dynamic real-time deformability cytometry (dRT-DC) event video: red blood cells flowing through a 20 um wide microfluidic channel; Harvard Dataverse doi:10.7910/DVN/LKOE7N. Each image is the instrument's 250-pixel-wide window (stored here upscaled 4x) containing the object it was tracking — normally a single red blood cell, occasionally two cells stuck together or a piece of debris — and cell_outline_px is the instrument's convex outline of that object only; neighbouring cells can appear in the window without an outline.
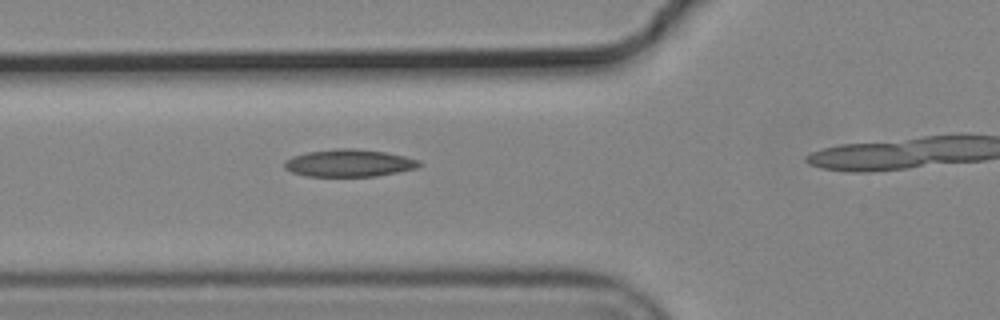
{"species": "common noctule bat (a hibernating species)", "species_latin": "Nyctalus noctula", "temperature_condition": "cold", "stored_images_in_passage": 4, "camera_frame_rate_fps": 3000, "um_per_image_px": 0.085, "animal": {"sex": "male", "body_mass_g": 19.2, "forearm_length_mm": 51.8}, "frame": {"image": 1, "passage_image": 3, "time_ms": 0.667, "image_size_px": [1000, 320], "cell_outline_px": [[424, 164], [416, 168], [376, 176], [308, 176], [292, 172], [284, 168], [284, 160], [292, 156], [308, 152], [336, 148], [352, 148], [384, 152], [404, 156], [420, 160]], "centroid_in_image_um": [29.67, 13.85], "position_along_channel_um": 96.1, "area_um2": 21.44}}